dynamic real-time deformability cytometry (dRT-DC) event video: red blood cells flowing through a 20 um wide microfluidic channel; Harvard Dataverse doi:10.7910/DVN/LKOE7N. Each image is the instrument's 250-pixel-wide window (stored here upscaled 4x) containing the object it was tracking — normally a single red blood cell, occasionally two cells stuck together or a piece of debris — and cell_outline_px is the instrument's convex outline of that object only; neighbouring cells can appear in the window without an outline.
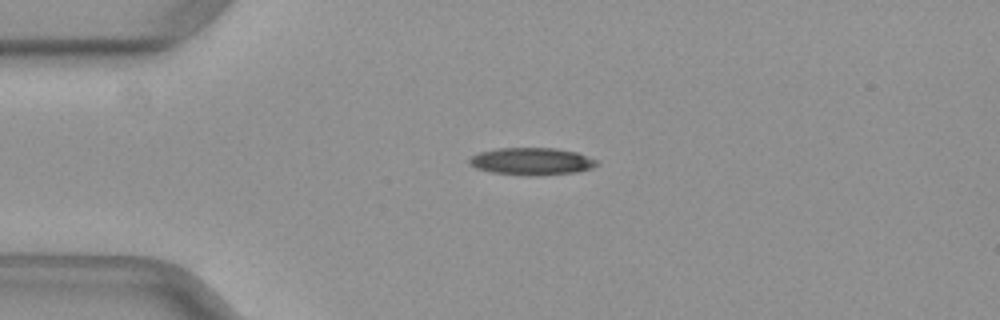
{"species": "common noctule bat (a hibernating species)", "species_latin": "Nyctalus noctula", "temperature_condition": "warm", "stored_images_in_passage": 26, "camera_frame_rate_fps": 3000, "um_per_image_px": 0.085, "animal": {"sex": "female", "body_mass_g": 29.2, "forearm_length_mm": 56.3}, "frame": {"image": 1, "passage_image": 8, "time_ms": 2.333, "image_size_px": [1000, 320], "cell_outline_px": [[600, 164], [592, 168], [576, 172], [536, 176], [528, 176], [492, 172], [476, 168], [468, 164], [468, 160], [472, 156], [480, 152], [496, 148], [556, 148], [576, 152], [596, 160]], "centroid_in_image_um": [45.18, 13.72], "position_along_channel_um": 39.8, "area_um2": 20.35}}